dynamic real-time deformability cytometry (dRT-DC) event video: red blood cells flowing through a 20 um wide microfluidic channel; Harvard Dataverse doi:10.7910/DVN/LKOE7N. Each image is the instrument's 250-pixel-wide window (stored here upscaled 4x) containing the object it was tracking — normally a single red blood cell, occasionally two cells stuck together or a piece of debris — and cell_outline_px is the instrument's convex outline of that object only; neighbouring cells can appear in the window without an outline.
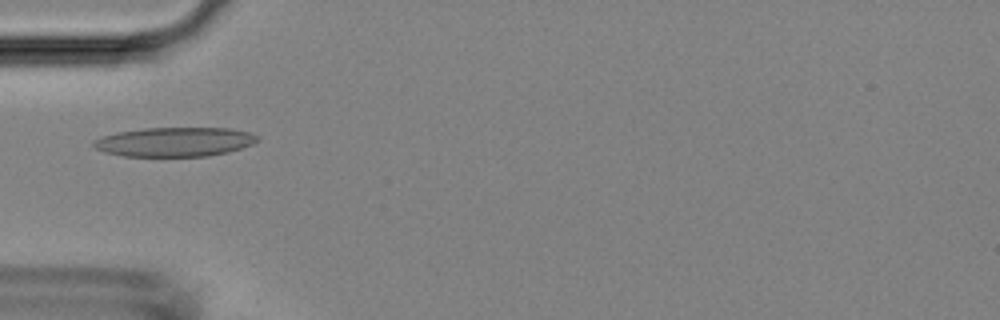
{"species": "Egyptian fruit bat (a non-hibernating species)", "species_latin": "Rousettus aegyptiacus", "temperature_condition": "room temperature", "stored_images_in_passage": 3, "camera_frame_rate_fps": 3000, "um_per_image_px": 0.085, "animal": {"sex": "female"}, "frame": {"image": 1, "passage_image": 1, "time_ms": 0.0, "image_size_px": [1000, 320], "cell_outline_px": [[260, 140], [252, 144], [228, 152], [208, 156], [124, 156], [104, 152], [96, 148], [92, 144], [92, 140], [116, 132], [144, 128], [232, 128], [248, 132], [260, 136]], "centroid_in_image_um": [14.86, 12.05], "position_along_channel_um": 70.1, "area_um2": 28.03}}